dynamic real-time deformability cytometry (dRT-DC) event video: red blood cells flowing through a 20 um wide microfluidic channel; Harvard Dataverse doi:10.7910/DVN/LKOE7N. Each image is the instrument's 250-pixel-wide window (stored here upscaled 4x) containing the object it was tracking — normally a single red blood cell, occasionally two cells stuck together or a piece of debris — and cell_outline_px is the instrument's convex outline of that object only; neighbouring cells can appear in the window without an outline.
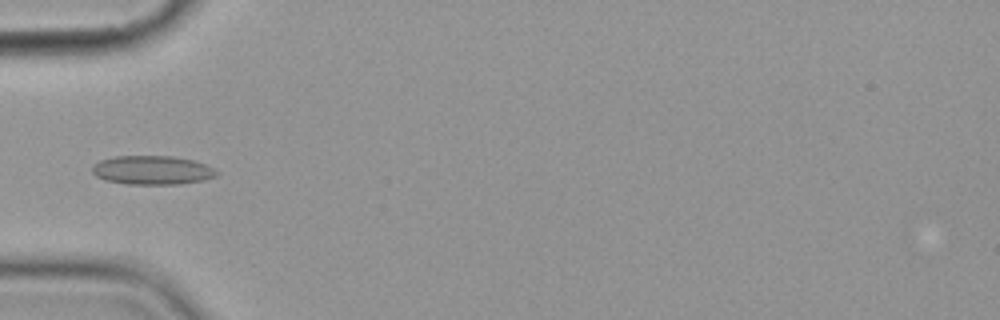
{"species": "common noctule bat (a hibernating species)", "species_latin": "Nyctalus noctula", "temperature_condition": "cold", "stored_images_in_passage": 8, "camera_frame_rate_fps": 3000, "um_per_image_px": 0.085, "animal": {"sex": "female", "body_mass_g": 19.9}, "frame": {"image": 1, "passage_image": 6, "time_ms": 6.0, "image_size_px": [1000, 320], "cell_outline_px": [[220, 172], [216, 176], [204, 180], [180, 184], [128, 184], [104, 180], [96, 176], [92, 172], [92, 164], [100, 160], [116, 156], [172, 156], [192, 160], [204, 164]], "centroid_in_image_um": [12.92, 14.46], "position_along_channel_um": 72.1, "area_um2": 20.98}}
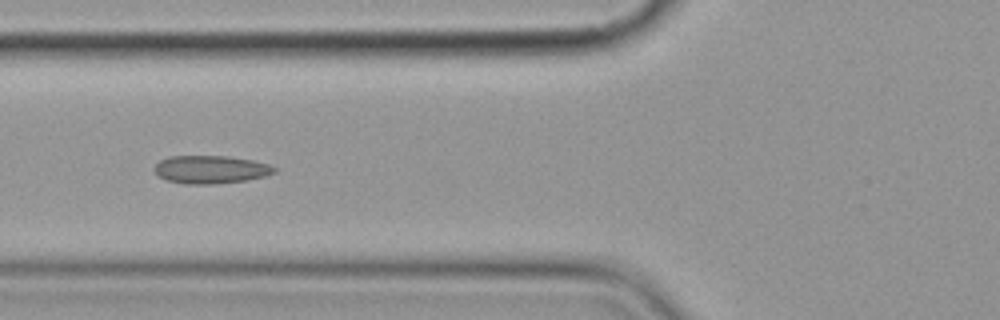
{"frame": {"image": 2, "passage_image": 7, "time_ms": 7.0, "image_size_px": [1000, 320], "cell_outline_px": [[276, 172], [264, 176], [248, 180], [212, 184], [184, 184], [168, 180], [160, 176], [152, 168], [160, 160], [168, 156], [228, 156], [252, 160], [268, 164], [276, 168]], "centroid_in_image_um": [17.9, 14.4], "position_along_channel_um": 107.9, "area_um2": 19.54}}
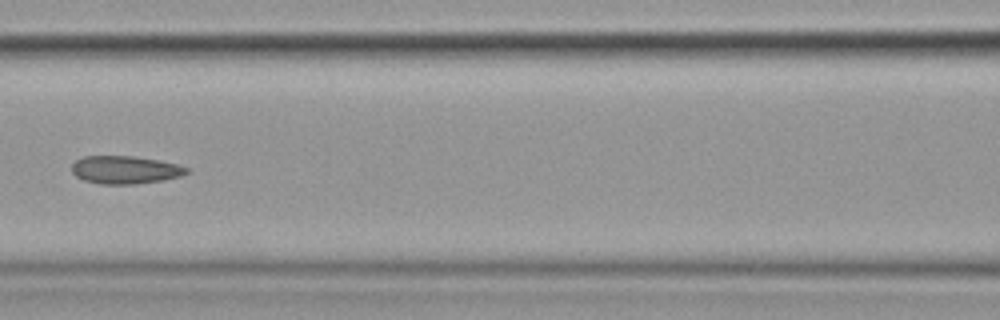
{"frame": {"image": 3, "passage_image": 8, "time_ms": 8.333, "image_size_px": [1000, 320], "cell_outline_px": [[188, 172], [180, 176], [164, 180], [136, 184], [100, 184], [84, 180], [76, 176], [72, 172], [72, 164], [76, 160], [84, 156], [132, 156], [156, 160], [176, 164], [188, 168]], "centroid_in_image_um": [10.61, 14.44], "position_along_channel_um": 156.0, "area_um2": 18.55}}